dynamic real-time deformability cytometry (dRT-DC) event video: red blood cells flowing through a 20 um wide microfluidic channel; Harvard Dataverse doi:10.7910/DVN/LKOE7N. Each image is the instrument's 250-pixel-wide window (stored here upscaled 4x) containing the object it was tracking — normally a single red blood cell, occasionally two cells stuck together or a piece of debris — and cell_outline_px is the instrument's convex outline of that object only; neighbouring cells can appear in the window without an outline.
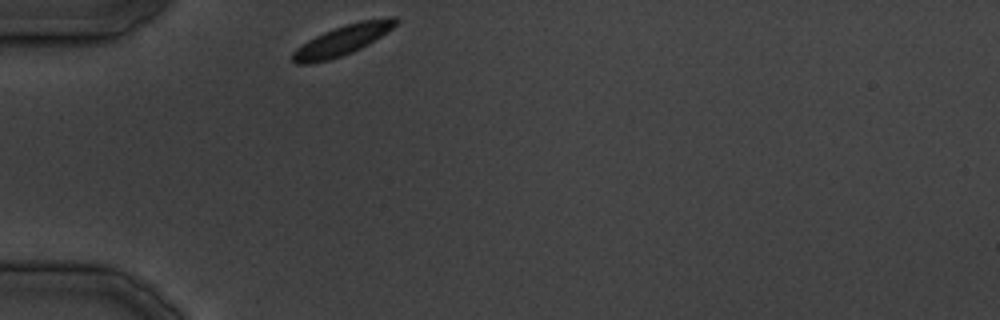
{"species": "common noctule bat (a hibernating species)", "species_latin": "Nyctalus noctula", "temperature_condition": "cold", "stored_images_in_passage": 7, "camera_frame_rate_fps": 3000, "um_per_image_px": 0.085, "animal": {"sex": "male", "body_mass_g": 19.5, "forearm_length_mm": 54.6}, "frame": {"image": 1, "passage_image": 1, "time_ms": 0.0, "image_size_px": [1000, 320], "cell_outline_px": [[400, 20], [392, 28], [368, 44], [352, 52], [328, 60], [308, 64], [296, 64], [292, 60], [292, 52], [296, 48], [308, 40], [324, 32], [348, 24], [364, 20], [388, 16], [396, 16]], "centroid_in_image_um": [29.11, 3.42], "position_along_channel_um": 55.9, "area_um2": 17.8}}